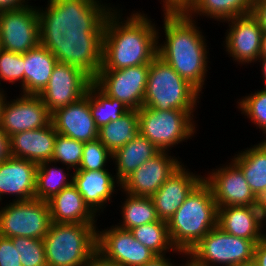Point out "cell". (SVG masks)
<instances>
[{
	"label": "cell",
	"instance_id": "18",
	"mask_svg": "<svg viewBox=\"0 0 266 266\" xmlns=\"http://www.w3.org/2000/svg\"><path fill=\"white\" fill-rule=\"evenodd\" d=\"M51 122L58 134L81 142L98 139L99 128L89 108V90L78 101L51 114Z\"/></svg>",
	"mask_w": 266,
	"mask_h": 266
},
{
	"label": "cell",
	"instance_id": "13",
	"mask_svg": "<svg viewBox=\"0 0 266 266\" xmlns=\"http://www.w3.org/2000/svg\"><path fill=\"white\" fill-rule=\"evenodd\" d=\"M211 170L203 180L210 186L217 207L264 206L249 187L242 170L232 160Z\"/></svg>",
	"mask_w": 266,
	"mask_h": 266
},
{
	"label": "cell",
	"instance_id": "26",
	"mask_svg": "<svg viewBox=\"0 0 266 266\" xmlns=\"http://www.w3.org/2000/svg\"><path fill=\"white\" fill-rule=\"evenodd\" d=\"M159 149L140 133L131 142H128L113 153L115 177L121 184L139 166L155 156Z\"/></svg>",
	"mask_w": 266,
	"mask_h": 266
},
{
	"label": "cell",
	"instance_id": "48",
	"mask_svg": "<svg viewBox=\"0 0 266 266\" xmlns=\"http://www.w3.org/2000/svg\"><path fill=\"white\" fill-rule=\"evenodd\" d=\"M1 86V85H0ZM6 92L7 91H5L4 89H3V87L1 86L0 87V98H6V95H8V94H6Z\"/></svg>",
	"mask_w": 266,
	"mask_h": 266
},
{
	"label": "cell",
	"instance_id": "50",
	"mask_svg": "<svg viewBox=\"0 0 266 266\" xmlns=\"http://www.w3.org/2000/svg\"><path fill=\"white\" fill-rule=\"evenodd\" d=\"M264 207H266V198L262 201Z\"/></svg>",
	"mask_w": 266,
	"mask_h": 266
},
{
	"label": "cell",
	"instance_id": "30",
	"mask_svg": "<svg viewBox=\"0 0 266 266\" xmlns=\"http://www.w3.org/2000/svg\"><path fill=\"white\" fill-rule=\"evenodd\" d=\"M123 194L126 196L120 206L122 219L117 227L130 231L132 228L159 220L151 197L134 196L124 192Z\"/></svg>",
	"mask_w": 266,
	"mask_h": 266
},
{
	"label": "cell",
	"instance_id": "5",
	"mask_svg": "<svg viewBox=\"0 0 266 266\" xmlns=\"http://www.w3.org/2000/svg\"><path fill=\"white\" fill-rule=\"evenodd\" d=\"M83 37L81 22L73 11L43 42L23 54V94L40 95L57 62Z\"/></svg>",
	"mask_w": 266,
	"mask_h": 266
},
{
	"label": "cell",
	"instance_id": "3",
	"mask_svg": "<svg viewBox=\"0 0 266 266\" xmlns=\"http://www.w3.org/2000/svg\"><path fill=\"white\" fill-rule=\"evenodd\" d=\"M0 10V48L24 54L43 42L72 12L74 0H48Z\"/></svg>",
	"mask_w": 266,
	"mask_h": 266
},
{
	"label": "cell",
	"instance_id": "6",
	"mask_svg": "<svg viewBox=\"0 0 266 266\" xmlns=\"http://www.w3.org/2000/svg\"><path fill=\"white\" fill-rule=\"evenodd\" d=\"M218 207L210 186L202 180L186 197L168 223V233L177 251L188 253L217 226Z\"/></svg>",
	"mask_w": 266,
	"mask_h": 266
},
{
	"label": "cell",
	"instance_id": "21",
	"mask_svg": "<svg viewBox=\"0 0 266 266\" xmlns=\"http://www.w3.org/2000/svg\"><path fill=\"white\" fill-rule=\"evenodd\" d=\"M37 167L35 162L12 156L0 163L1 204L5 195L15 196V202L35 199Z\"/></svg>",
	"mask_w": 266,
	"mask_h": 266
},
{
	"label": "cell",
	"instance_id": "44",
	"mask_svg": "<svg viewBox=\"0 0 266 266\" xmlns=\"http://www.w3.org/2000/svg\"><path fill=\"white\" fill-rule=\"evenodd\" d=\"M31 0H0V10L15 9L28 5Z\"/></svg>",
	"mask_w": 266,
	"mask_h": 266
},
{
	"label": "cell",
	"instance_id": "45",
	"mask_svg": "<svg viewBox=\"0 0 266 266\" xmlns=\"http://www.w3.org/2000/svg\"><path fill=\"white\" fill-rule=\"evenodd\" d=\"M189 0H161L164 10L167 9H182Z\"/></svg>",
	"mask_w": 266,
	"mask_h": 266
},
{
	"label": "cell",
	"instance_id": "31",
	"mask_svg": "<svg viewBox=\"0 0 266 266\" xmlns=\"http://www.w3.org/2000/svg\"><path fill=\"white\" fill-rule=\"evenodd\" d=\"M134 238L149 248L156 255H165L168 252L179 253L188 257L187 253L177 251L172 245L168 233V223L164 220L140 225L130 230Z\"/></svg>",
	"mask_w": 266,
	"mask_h": 266
},
{
	"label": "cell",
	"instance_id": "47",
	"mask_svg": "<svg viewBox=\"0 0 266 266\" xmlns=\"http://www.w3.org/2000/svg\"><path fill=\"white\" fill-rule=\"evenodd\" d=\"M260 56H266V31L262 33Z\"/></svg>",
	"mask_w": 266,
	"mask_h": 266
},
{
	"label": "cell",
	"instance_id": "46",
	"mask_svg": "<svg viewBox=\"0 0 266 266\" xmlns=\"http://www.w3.org/2000/svg\"><path fill=\"white\" fill-rule=\"evenodd\" d=\"M256 62H260L261 73H262L261 75H263L262 76L263 79H264L263 82H265L264 83V85H265L264 87H266V56H260Z\"/></svg>",
	"mask_w": 266,
	"mask_h": 266
},
{
	"label": "cell",
	"instance_id": "20",
	"mask_svg": "<svg viewBox=\"0 0 266 266\" xmlns=\"http://www.w3.org/2000/svg\"><path fill=\"white\" fill-rule=\"evenodd\" d=\"M264 223V206L218 207L217 226L228 234L258 243L266 235Z\"/></svg>",
	"mask_w": 266,
	"mask_h": 266
},
{
	"label": "cell",
	"instance_id": "24",
	"mask_svg": "<svg viewBox=\"0 0 266 266\" xmlns=\"http://www.w3.org/2000/svg\"><path fill=\"white\" fill-rule=\"evenodd\" d=\"M48 204L53 223L96 224L98 220L73 183L49 199Z\"/></svg>",
	"mask_w": 266,
	"mask_h": 266
},
{
	"label": "cell",
	"instance_id": "32",
	"mask_svg": "<svg viewBox=\"0 0 266 266\" xmlns=\"http://www.w3.org/2000/svg\"><path fill=\"white\" fill-rule=\"evenodd\" d=\"M88 90L89 108L98 128L110 121H116L131 110L123 102L106 95L94 83Z\"/></svg>",
	"mask_w": 266,
	"mask_h": 266
},
{
	"label": "cell",
	"instance_id": "7",
	"mask_svg": "<svg viewBox=\"0 0 266 266\" xmlns=\"http://www.w3.org/2000/svg\"><path fill=\"white\" fill-rule=\"evenodd\" d=\"M97 224L53 223L43 238L47 266H86L97 251Z\"/></svg>",
	"mask_w": 266,
	"mask_h": 266
},
{
	"label": "cell",
	"instance_id": "15",
	"mask_svg": "<svg viewBox=\"0 0 266 266\" xmlns=\"http://www.w3.org/2000/svg\"><path fill=\"white\" fill-rule=\"evenodd\" d=\"M107 228L97 229V251L108 260L120 266H143L157 256L137 241L129 230L116 224Z\"/></svg>",
	"mask_w": 266,
	"mask_h": 266
},
{
	"label": "cell",
	"instance_id": "11",
	"mask_svg": "<svg viewBox=\"0 0 266 266\" xmlns=\"http://www.w3.org/2000/svg\"><path fill=\"white\" fill-rule=\"evenodd\" d=\"M52 224L48 201H12L0 206V235L43 239Z\"/></svg>",
	"mask_w": 266,
	"mask_h": 266
},
{
	"label": "cell",
	"instance_id": "43",
	"mask_svg": "<svg viewBox=\"0 0 266 266\" xmlns=\"http://www.w3.org/2000/svg\"><path fill=\"white\" fill-rule=\"evenodd\" d=\"M86 266H120L117 262L108 260L101 253L96 251Z\"/></svg>",
	"mask_w": 266,
	"mask_h": 266
},
{
	"label": "cell",
	"instance_id": "42",
	"mask_svg": "<svg viewBox=\"0 0 266 266\" xmlns=\"http://www.w3.org/2000/svg\"><path fill=\"white\" fill-rule=\"evenodd\" d=\"M185 261L186 263L184 264H172L171 258L165 254V255H157L155 256L152 260L148 261L145 263L143 266H189L188 265V257Z\"/></svg>",
	"mask_w": 266,
	"mask_h": 266
},
{
	"label": "cell",
	"instance_id": "12",
	"mask_svg": "<svg viewBox=\"0 0 266 266\" xmlns=\"http://www.w3.org/2000/svg\"><path fill=\"white\" fill-rule=\"evenodd\" d=\"M150 64L120 70H93V83L106 95L123 102L131 110L143 106Z\"/></svg>",
	"mask_w": 266,
	"mask_h": 266
},
{
	"label": "cell",
	"instance_id": "27",
	"mask_svg": "<svg viewBox=\"0 0 266 266\" xmlns=\"http://www.w3.org/2000/svg\"><path fill=\"white\" fill-rule=\"evenodd\" d=\"M255 0H189L182 10L191 18L205 17L225 22L252 13ZM197 15V16H196Z\"/></svg>",
	"mask_w": 266,
	"mask_h": 266
},
{
	"label": "cell",
	"instance_id": "19",
	"mask_svg": "<svg viewBox=\"0 0 266 266\" xmlns=\"http://www.w3.org/2000/svg\"><path fill=\"white\" fill-rule=\"evenodd\" d=\"M186 168L182 163L151 197L160 220L168 222L186 197L203 180L204 176Z\"/></svg>",
	"mask_w": 266,
	"mask_h": 266
},
{
	"label": "cell",
	"instance_id": "17",
	"mask_svg": "<svg viewBox=\"0 0 266 266\" xmlns=\"http://www.w3.org/2000/svg\"><path fill=\"white\" fill-rule=\"evenodd\" d=\"M179 158L171 156V151H159L120 184L121 191L134 196L152 197L182 164Z\"/></svg>",
	"mask_w": 266,
	"mask_h": 266
},
{
	"label": "cell",
	"instance_id": "8",
	"mask_svg": "<svg viewBox=\"0 0 266 266\" xmlns=\"http://www.w3.org/2000/svg\"><path fill=\"white\" fill-rule=\"evenodd\" d=\"M201 93L156 56L150 63L143 106L195 112Z\"/></svg>",
	"mask_w": 266,
	"mask_h": 266
},
{
	"label": "cell",
	"instance_id": "41",
	"mask_svg": "<svg viewBox=\"0 0 266 266\" xmlns=\"http://www.w3.org/2000/svg\"><path fill=\"white\" fill-rule=\"evenodd\" d=\"M11 156L9 136L0 129V163Z\"/></svg>",
	"mask_w": 266,
	"mask_h": 266
},
{
	"label": "cell",
	"instance_id": "10",
	"mask_svg": "<svg viewBox=\"0 0 266 266\" xmlns=\"http://www.w3.org/2000/svg\"><path fill=\"white\" fill-rule=\"evenodd\" d=\"M256 243L211 229L188 253L189 266H239L253 262Z\"/></svg>",
	"mask_w": 266,
	"mask_h": 266
},
{
	"label": "cell",
	"instance_id": "37",
	"mask_svg": "<svg viewBox=\"0 0 266 266\" xmlns=\"http://www.w3.org/2000/svg\"><path fill=\"white\" fill-rule=\"evenodd\" d=\"M24 86L23 54L0 48V85L1 81Z\"/></svg>",
	"mask_w": 266,
	"mask_h": 266
},
{
	"label": "cell",
	"instance_id": "25",
	"mask_svg": "<svg viewBox=\"0 0 266 266\" xmlns=\"http://www.w3.org/2000/svg\"><path fill=\"white\" fill-rule=\"evenodd\" d=\"M251 146L230 160L242 170L253 193L263 201L266 198V139Z\"/></svg>",
	"mask_w": 266,
	"mask_h": 266
},
{
	"label": "cell",
	"instance_id": "9",
	"mask_svg": "<svg viewBox=\"0 0 266 266\" xmlns=\"http://www.w3.org/2000/svg\"><path fill=\"white\" fill-rule=\"evenodd\" d=\"M194 114L184 110H158L142 106L138 110L139 133L159 151L169 152L172 147L187 142L197 133Z\"/></svg>",
	"mask_w": 266,
	"mask_h": 266
},
{
	"label": "cell",
	"instance_id": "36",
	"mask_svg": "<svg viewBox=\"0 0 266 266\" xmlns=\"http://www.w3.org/2000/svg\"><path fill=\"white\" fill-rule=\"evenodd\" d=\"M113 159V154L101 143L99 139L85 142L81 164L78 170H103L107 162Z\"/></svg>",
	"mask_w": 266,
	"mask_h": 266
},
{
	"label": "cell",
	"instance_id": "2",
	"mask_svg": "<svg viewBox=\"0 0 266 266\" xmlns=\"http://www.w3.org/2000/svg\"><path fill=\"white\" fill-rule=\"evenodd\" d=\"M163 12L165 40L159 43L161 34L158 28L157 56L203 94V85L210 70L206 36L199 30L196 20L182 9H167Z\"/></svg>",
	"mask_w": 266,
	"mask_h": 266
},
{
	"label": "cell",
	"instance_id": "33",
	"mask_svg": "<svg viewBox=\"0 0 266 266\" xmlns=\"http://www.w3.org/2000/svg\"><path fill=\"white\" fill-rule=\"evenodd\" d=\"M83 148L84 142L57 133L51 161L76 171L81 164Z\"/></svg>",
	"mask_w": 266,
	"mask_h": 266
},
{
	"label": "cell",
	"instance_id": "40",
	"mask_svg": "<svg viewBox=\"0 0 266 266\" xmlns=\"http://www.w3.org/2000/svg\"><path fill=\"white\" fill-rule=\"evenodd\" d=\"M252 14L258 19L262 30L266 31V0H255Z\"/></svg>",
	"mask_w": 266,
	"mask_h": 266
},
{
	"label": "cell",
	"instance_id": "23",
	"mask_svg": "<svg viewBox=\"0 0 266 266\" xmlns=\"http://www.w3.org/2000/svg\"><path fill=\"white\" fill-rule=\"evenodd\" d=\"M56 135L52 122L40 129L14 134L9 137L11 155L37 164L51 161Z\"/></svg>",
	"mask_w": 266,
	"mask_h": 266
},
{
	"label": "cell",
	"instance_id": "51",
	"mask_svg": "<svg viewBox=\"0 0 266 266\" xmlns=\"http://www.w3.org/2000/svg\"><path fill=\"white\" fill-rule=\"evenodd\" d=\"M239 266H254L252 263L247 265H239Z\"/></svg>",
	"mask_w": 266,
	"mask_h": 266
},
{
	"label": "cell",
	"instance_id": "16",
	"mask_svg": "<svg viewBox=\"0 0 266 266\" xmlns=\"http://www.w3.org/2000/svg\"><path fill=\"white\" fill-rule=\"evenodd\" d=\"M228 29L225 33L223 47L239 65L251 64L260 57L261 38L263 30L258 19L252 14L236 16L228 19Z\"/></svg>",
	"mask_w": 266,
	"mask_h": 266
},
{
	"label": "cell",
	"instance_id": "22",
	"mask_svg": "<svg viewBox=\"0 0 266 266\" xmlns=\"http://www.w3.org/2000/svg\"><path fill=\"white\" fill-rule=\"evenodd\" d=\"M73 184L82 195L85 203L96 215L97 213L100 215L99 213L104 211L108 202H113L111 201L113 195L119 189L121 190L120 183L115 175L109 172L108 168L96 171H73ZM116 186L119 187L118 190L115 189Z\"/></svg>",
	"mask_w": 266,
	"mask_h": 266
},
{
	"label": "cell",
	"instance_id": "39",
	"mask_svg": "<svg viewBox=\"0 0 266 266\" xmlns=\"http://www.w3.org/2000/svg\"><path fill=\"white\" fill-rule=\"evenodd\" d=\"M252 264L254 266H266V235L256 243Z\"/></svg>",
	"mask_w": 266,
	"mask_h": 266
},
{
	"label": "cell",
	"instance_id": "38",
	"mask_svg": "<svg viewBox=\"0 0 266 266\" xmlns=\"http://www.w3.org/2000/svg\"><path fill=\"white\" fill-rule=\"evenodd\" d=\"M0 266H22L20 253L11 238L0 235Z\"/></svg>",
	"mask_w": 266,
	"mask_h": 266
},
{
	"label": "cell",
	"instance_id": "28",
	"mask_svg": "<svg viewBox=\"0 0 266 266\" xmlns=\"http://www.w3.org/2000/svg\"><path fill=\"white\" fill-rule=\"evenodd\" d=\"M139 134L138 110H130L116 121H110L98 130V139L113 154Z\"/></svg>",
	"mask_w": 266,
	"mask_h": 266
},
{
	"label": "cell",
	"instance_id": "34",
	"mask_svg": "<svg viewBox=\"0 0 266 266\" xmlns=\"http://www.w3.org/2000/svg\"><path fill=\"white\" fill-rule=\"evenodd\" d=\"M236 106L241 111V114L249 118V120L255 124L256 129L262 130L266 138V87L251 92L247 96H243L237 101Z\"/></svg>",
	"mask_w": 266,
	"mask_h": 266
},
{
	"label": "cell",
	"instance_id": "49",
	"mask_svg": "<svg viewBox=\"0 0 266 266\" xmlns=\"http://www.w3.org/2000/svg\"><path fill=\"white\" fill-rule=\"evenodd\" d=\"M5 98H0V116H1V107L4 102Z\"/></svg>",
	"mask_w": 266,
	"mask_h": 266
},
{
	"label": "cell",
	"instance_id": "1",
	"mask_svg": "<svg viewBox=\"0 0 266 266\" xmlns=\"http://www.w3.org/2000/svg\"><path fill=\"white\" fill-rule=\"evenodd\" d=\"M106 3L74 1L73 11L81 22L83 37L93 50V70H120L150 64L157 56L155 21L139 10L123 18L118 7Z\"/></svg>",
	"mask_w": 266,
	"mask_h": 266
},
{
	"label": "cell",
	"instance_id": "14",
	"mask_svg": "<svg viewBox=\"0 0 266 266\" xmlns=\"http://www.w3.org/2000/svg\"><path fill=\"white\" fill-rule=\"evenodd\" d=\"M7 97L6 95L1 107L0 129L9 137L43 128L51 122V114L40 95L20 93L16 99L10 101Z\"/></svg>",
	"mask_w": 266,
	"mask_h": 266
},
{
	"label": "cell",
	"instance_id": "4",
	"mask_svg": "<svg viewBox=\"0 0 266 266\" xmlns=\"http://www.w3.org/2000/svg\"><path fill=\"white\" fill-rule=\"evenodd\" d=\"M94 55L82 37L55 65L40 97L50 114L86 95L93 83Z\"/></svg>",
	"mask_w": 266,
	"mask_h": 266
},
{
	"label": "cell",
	"instance_id": "29",
	"mask_svg": "<svg viewBox=\"0 0 266 266\" xmlns=\"http://www.w3.org/2000/svg\"><path fill=\"white\" fill-rule=\"evenodd\" d=\"M56 164L52 161H44L38 164L35 199L48 201L55 194H58L62 189L73 183V174L69 173L71 169L68 167L65 169L64 166L60 168Z\"/></svg>",
	"mask_w": 266,
	"mask_h": 266
},
{
	"label": "cell",
	"instance_id": "52",
	"mask_svg": "<svg viewBox=\"0 0 266 266\" xmlns=\"http://www.w3.org/2000/svg\"><path fill=\"white\" fill-rule=\"evenodd\" d=\"M265 220H266V207H265ZM266 224V223H265ZM265 228H266V226H265Z\"/></svg>",
	"mask_w": 266,
	"mask_h": 266
},
{
	"label": "cell",
	"instance_id": "35",
	"mask_svg": "<svg viewBox=\"0 0 266 266\" xmlns=\"http://www.w3.org/2000/svg\"><path fill=\"white\" fill-rule=\"evenodd\" d=\"M20 253L22 266H47L43 239L14 237L11 238Z\"/></svg>",
	"mask_w": 266,
	"mask_h": 266
}]
</instances>
